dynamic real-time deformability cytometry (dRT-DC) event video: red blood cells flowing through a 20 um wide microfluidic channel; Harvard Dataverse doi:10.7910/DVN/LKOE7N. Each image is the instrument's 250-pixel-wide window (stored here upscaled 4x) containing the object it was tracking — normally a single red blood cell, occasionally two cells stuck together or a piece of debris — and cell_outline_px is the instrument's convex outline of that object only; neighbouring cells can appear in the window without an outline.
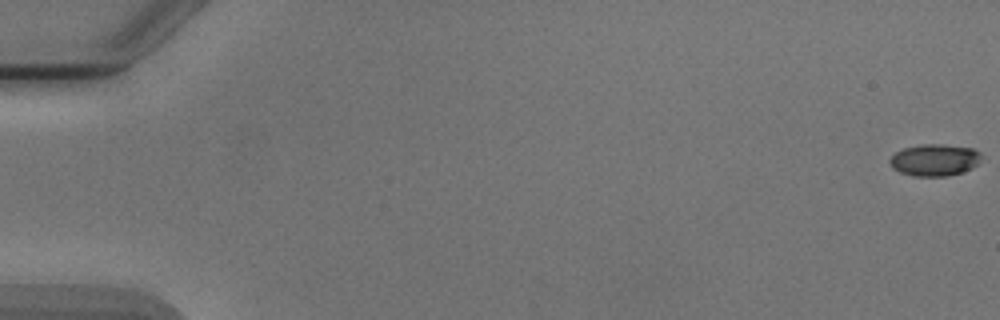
{"species": "Egyptian fruit bat (a non-hibernating species)", "species_latin": "Rousettus aegyptiacus", "temperature_condition": "cold", "stored_images_in_passage": 6, "camera_frame_rate_fps": 3000, "um_per_image_px": 0.085, "animal": {"sex": "male"}, "frame": {"image": 1, "passage_image": 1, "time_ms": 0.0, "image_size_px": [1000, 320], "cell_outline_px": [[980, 160], [972, 168], [948, 176], [912, 176], [900, 172], [892, 168], [888, 160], [896, 152], [904, 148], [920, 144], [940, 144], [972, 148], [980, 152]], "centroid_in_image_um": [79.41, 13.6], "position_along_channel_um": 5.6, "area_um2": 16.94}}
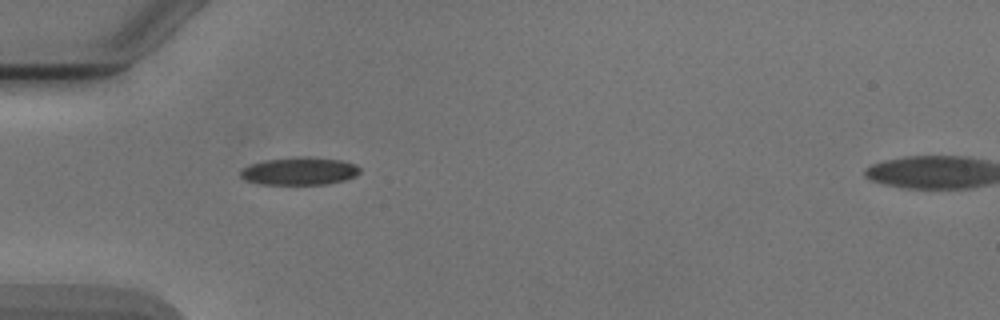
{"frame": {"image": 2, "passage_image": 5, "time_ms": 5.667, "image_size_px": [1000, 320], "cell_outline_px": [[360, 172], [356, 176], [344, 180], [328, 184], [260, 184], [244, 180], [240, 176], [240, 172], [244, 168], [252, 164], [264, 160], [300, 156], [308, 156], [340, 160], [356, 164], [360, 168]], "centroid_in_image_um": [25.47, 14.54], "position_along_channel_um": 59.5, "area_um2": 19.36}}